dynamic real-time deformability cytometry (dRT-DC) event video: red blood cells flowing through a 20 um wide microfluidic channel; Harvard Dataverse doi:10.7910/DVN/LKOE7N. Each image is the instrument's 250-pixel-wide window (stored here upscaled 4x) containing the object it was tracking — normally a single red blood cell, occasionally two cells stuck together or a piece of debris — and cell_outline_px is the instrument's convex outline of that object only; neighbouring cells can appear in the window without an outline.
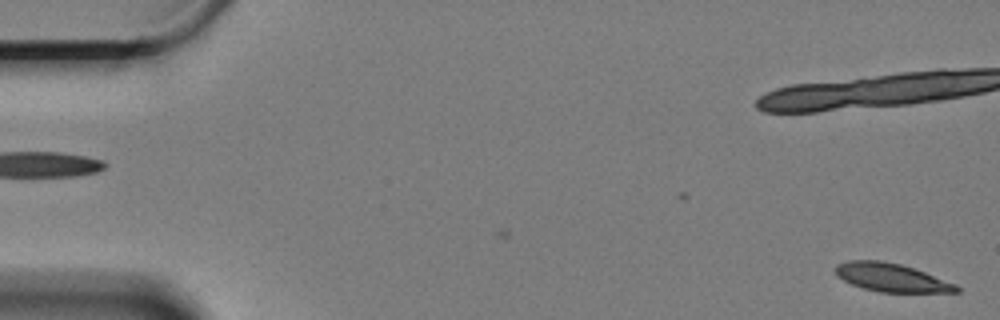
{"species": "Egyptian fruit bat (a non-hibernating species)", "species_latin": "Rousettus aegyptiacus", "temperature_condition": "cold", "stored_images_in_passage": 43, "camera_frame_rate_fps": 3000, "um_per_image_px": 0.085, "animal": {"sex": "female"}, "frame": {"image": 1, "passage_image": 1, "time_ms": 0.0, "image_size_px": [1000, 320], "cell_outline_px": [[960, 292], [880, 292], [864, 288], [852, 284], [836, 276], [836, 264], [848, 260], [880, 260], [900, 264], [924, 272], [956, 284], [960, 288]], "centroid_in_image_um": [75.75, 23.59], "position_along_channel_um": 9.2, "area_um2": 19.77}}
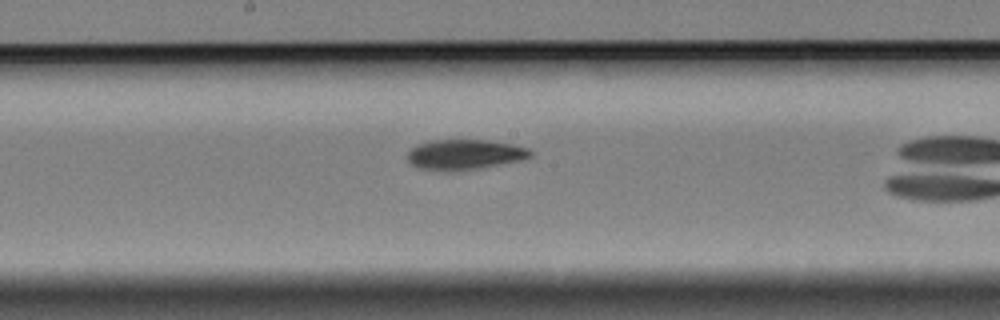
{"frame": {"image": 2, "passage_image": 28, "time_ms": 9.0, "image_size_px": [1000, 320], "cell_outline_px": [[532, 156], [524, 160], [484, 168], [456, 172], [444, 172], [416, 168], [408, 160], [408, 152], [416, 144], [432, 140], [488, 140], [512, 144], [528, 148], [532, 152]], "centroid_in_image_um": [39.51, 13.16], "position_along_channel_um": 208.7, "area_um2": 22.25}}
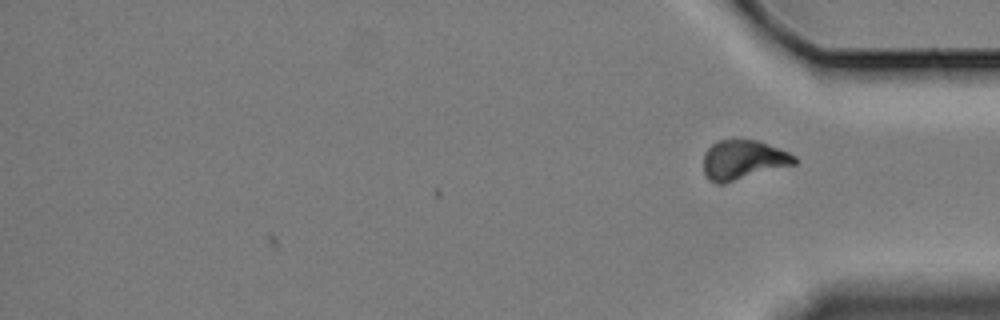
{"frame": {"image": 3, "passage_image": 43, "time_ms": 14.0, "image_size_px": [1000, 320], "cell_outline_px": [[800, 160], [796, 164], [724, 184], [716, 184], [708, 180], [704, 172], [704, 152], [716, 140], [760, 140], [780, 148], [796, 156]], "centroid_in_image_um": [63.19, 13.59], "position_along_channel_um": 372.0, "area_um2": 21.33}, "authors_computed_cell_mechanics": {"area_um2": 21.2704, "velocity_mm_per_s": 3.2861, "shape_relaxation_time_tau1_ms": 4.5631, "shape_relaxation_time_tau2_ms": 5.53, "deformation_change_tau1": 0.104, "deformation_change_tau2": 0.0826}}